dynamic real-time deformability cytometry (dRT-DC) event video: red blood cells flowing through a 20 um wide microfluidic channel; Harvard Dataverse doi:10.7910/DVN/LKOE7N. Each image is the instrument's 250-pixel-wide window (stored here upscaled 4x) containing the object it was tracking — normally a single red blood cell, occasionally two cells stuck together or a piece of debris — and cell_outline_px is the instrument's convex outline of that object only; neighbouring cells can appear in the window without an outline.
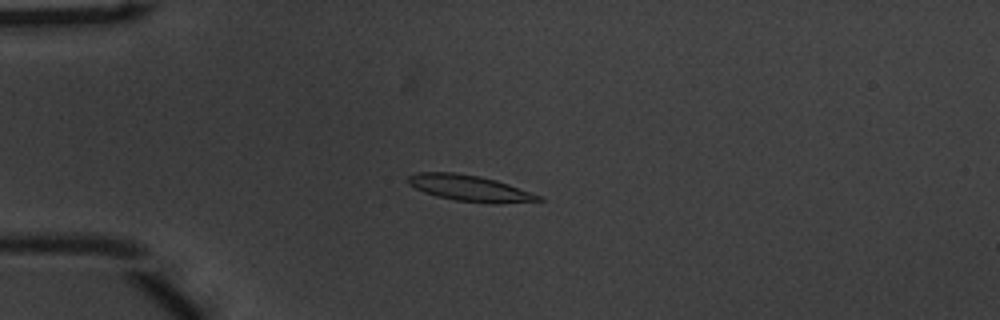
{"species": "common noctule bat (a hibernating species)", "species_latin": "Nyctalus noctula", "temperature_condition": "warm", "stored_images_in_passage": 46, "camera_frame_rate_fps": 3000, "um_per_image_px": 0.085, "animal": {"sex": "male", "body_mass_g": 20.1, "forearm_length_mm": 53.5}, "frame": {"image": 1, "passage_image": 6, "time_ms": 1.667, "image_size_px": [1000, 320], "cell_outline_px": [[544, 200], [496, 204], [492, 204], [456, 200], [436, 196], [424, 192], [408, 184], [408, 176], [420, 172], [456, 172], [480, 176], [496, 180], [544, 196]], "centroid_in_image_um": [39.97, 16.0], "position_along_channel_um": 45.0, "area_um2": 19.88}}
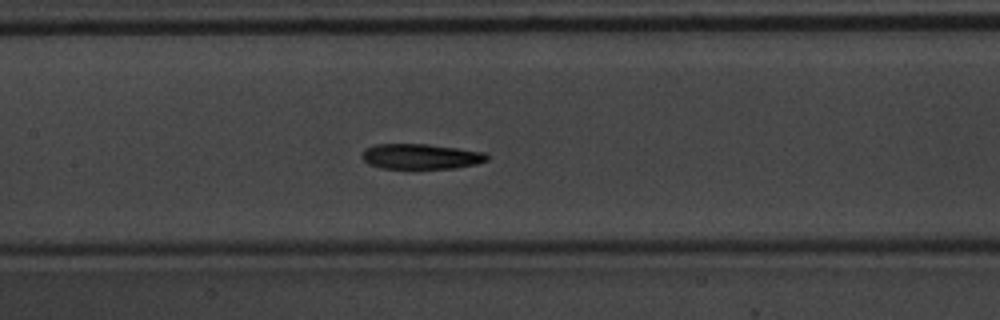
{"frame": {"image": 2, "passage_image": 18, "time_ms": 5.667, "image_size_px": [1000, 320], "cell_outline_px": [[488, 160], [476, 164], [456, 168], [416, 172], [380, 168], [368, 164], [360, 156], [364, 148], [376, 144], [428, 144], [484, 152], [488, 156]], "centroid_in_image_um": [35.72, 13.36], "position_along_channel_um": 171.7, "area_um2": 19.54}}
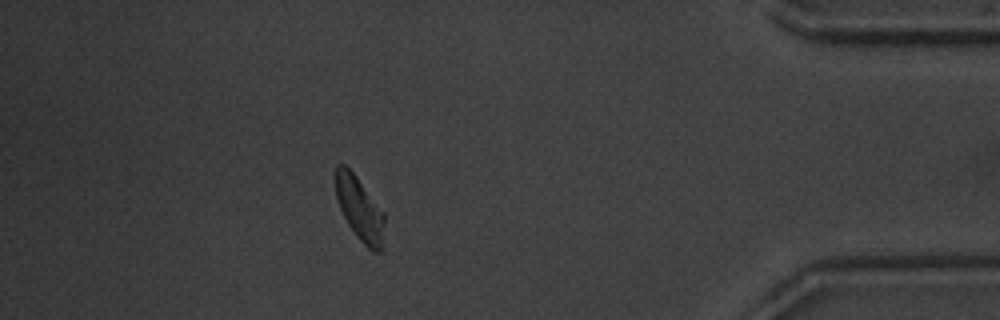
{"frame": {"image": 3, "passage_image": 40, "time_ms": 13.0, "image_size_px": [1000, 320], "cell_outline_px": [[384, 224], [380, 252], [372, 252], [356, 236], [348, 224], [340, 208], [336, 196], [336, 164], [344, 164], [356, 176], [384, 212]], "centroid_in_image_um": [30.56, 17.75], "position_along_channel_um": 404.6, "area_um2": 17.8}, "authors_computed_cell_mechanics": {"area_um2": 18.785, "velocity_mm_per_s": 3.7444, "shape_relaxation_time_tau1_ms": 3.1969, "shape_relaxation_time_tau2_ms": 5.0598, "deformation_change_tau1": 0.1247, "deformation_change_tau2": 0.1244}}